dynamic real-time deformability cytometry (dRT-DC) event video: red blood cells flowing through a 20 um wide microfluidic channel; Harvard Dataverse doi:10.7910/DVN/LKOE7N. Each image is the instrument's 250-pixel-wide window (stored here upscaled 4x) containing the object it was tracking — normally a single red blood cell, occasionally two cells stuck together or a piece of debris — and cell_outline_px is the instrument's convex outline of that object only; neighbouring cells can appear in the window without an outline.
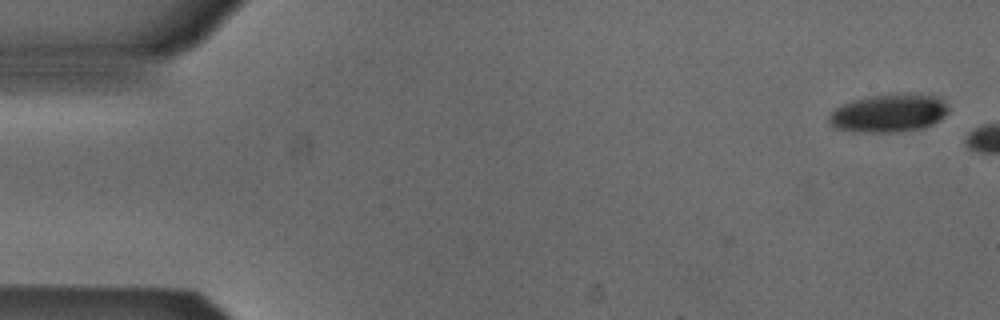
{"species": "Egyptian fruit bat (a non-hibernating species)", "species_latin": "Rousettus aegyptiacus", "temperature_condition": "cold", "stored_images_in_passage": 2, "camera_frame_rate_fps": 3000, "um_per_image_px": 0.085, "animal": {"sex": "male"}, "frame": {"image": 1, "passage_image": 2, "time_ms": 0.333, "image_size_px": [1000, 320], "cell_outline_px": [[948, 112], [944, 116], [932, 124], [924, 128], [888, 132], [852, 132], [836, 128], [828, 120], [828, 116], [836, 108], [852, 100], [872, 96], [908, 92], [932, 96], [940, 100], [948, 108]], "centroid_in_image_um": [75.52, 9.62], "position_along_channel_um": 9.5, "area_um2": 26.24}}